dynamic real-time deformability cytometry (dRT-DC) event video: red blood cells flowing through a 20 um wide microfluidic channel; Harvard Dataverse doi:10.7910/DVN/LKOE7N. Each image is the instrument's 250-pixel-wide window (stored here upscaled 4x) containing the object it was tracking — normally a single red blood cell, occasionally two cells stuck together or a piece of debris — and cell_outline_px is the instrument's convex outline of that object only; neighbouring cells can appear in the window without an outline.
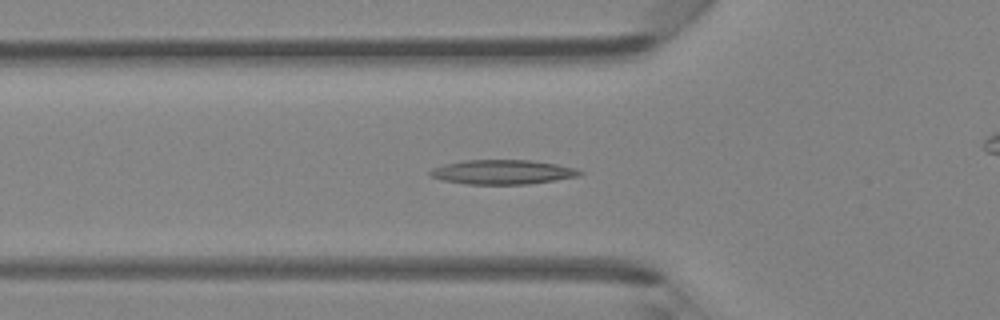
{"species": "Egyptian fruit bat (a non-hibernating species)", "species_latin": "Rousettus aegyptiacus", "temperature_condition": "room temperature", "stored_images_in_passage": 33, "camera_frame_rate_fps": 3000, "um_per_image_px": 0.085, "animal": {"sex": "female"}, "frame": {"image": 1, "passage_image": 2, "time_ms": 0.333, "image_size_px": [1000, 320], "cell_outline_px": [[584, 172], [580, 176], [528, 184], [468, 184], [444, 180], [432, 176], [428, 172], [432, 168], [444, 164], [464, 160], [532, 160], [556, 164], [576, 168]], "centroid_in_image_um": [42.74, 14.62], "position_along_channel_um": 83.1, "area_um2": 21.21}}
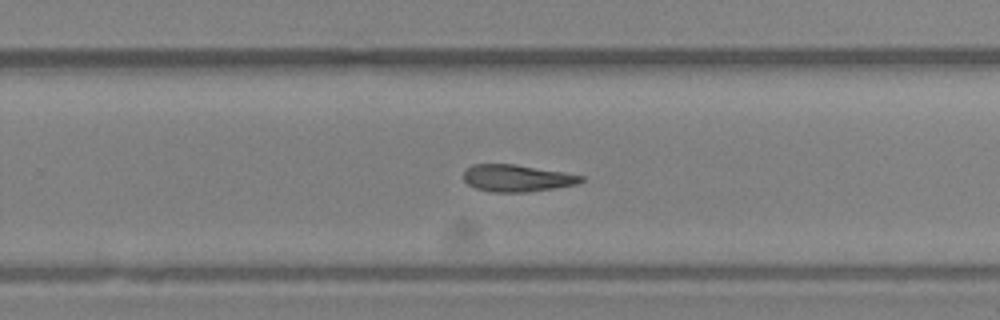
{"frame": {"image": 2, "passage_image": 16, "time_ms": 5.0, "image_size_px": [1000, 320], "cell_outline_px": [[584, 180], [576, 184], [556, 188], [528, 192], [492, 192], [476, 188], [468, 184], [464, 180], [464, 172], [472, 164], [516, 164], [564, 172], [584, 176]], "centroid_in_image_um": [43.95, 15.14], "position_along_channel_um": 285.8, "area_um2": 18.5}}
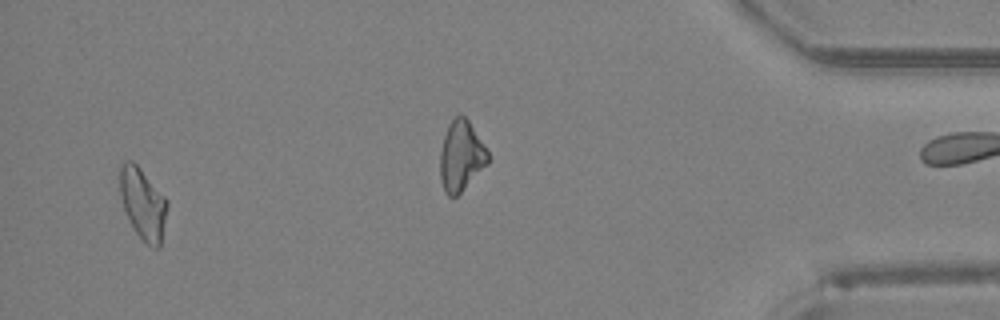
{"frame": {"image": 3, "passage_image": 31, "time_ms": 10.0, "image_size_px": [1000, 320], "cell_outline_px": [[168, 204], [160, 248], [152, 248], [136, 232], [128, 220], [120, 196], [120, 164], [124, 160], [132, 160], [140, 168], [168, 200]], "centroid_in_image_um": [12.14, 17.3], "position_along_channel_um": 423.1, "area_um2": 19.59}}